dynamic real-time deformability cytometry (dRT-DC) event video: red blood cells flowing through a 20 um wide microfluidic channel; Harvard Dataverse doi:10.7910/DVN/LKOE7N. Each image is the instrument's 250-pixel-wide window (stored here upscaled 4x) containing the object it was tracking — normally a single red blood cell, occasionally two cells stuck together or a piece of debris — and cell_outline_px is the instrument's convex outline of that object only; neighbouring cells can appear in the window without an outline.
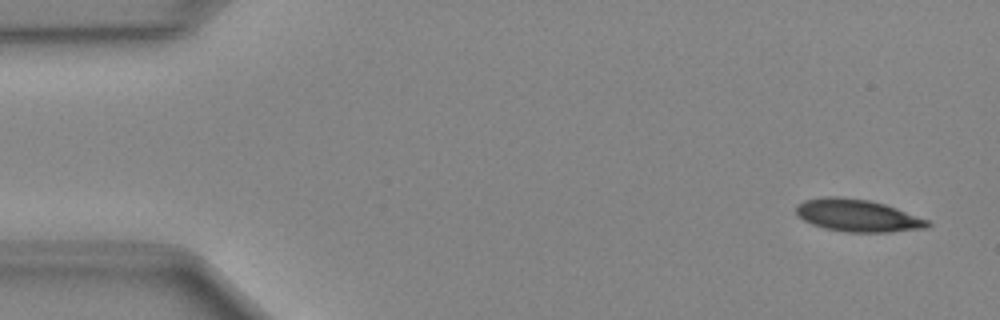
{"species": "Egyptian fruit bat (a non-hibernating species)", "species_latin": "Rousettus aegyptiacus", "temperature_condition": "cold", "stored_images_in_passage": 48, "camera_frame_rate_fps": 3000, "um_per_image_px": 0.085, "animal": {"sex": "female"}, "frame": {"image": 1, "passage_image": 2, "time_ms": 0.333, "image_size_px": [1000, 320], "cell_outline_px": [[932, 224], [924, 228], [888, 232], [848, 232], [824, 228], [812, 224], [804, 220], [796, 212], [796, 208], [804, 200], [820, 196], [840, 196], [868, 200], [884, 204], [896, 208], [928, 220]], "centroid_in_image_um": [72.87, 18.31], "position_along_channel_um": 12.1, "area_um2": 24.57}}
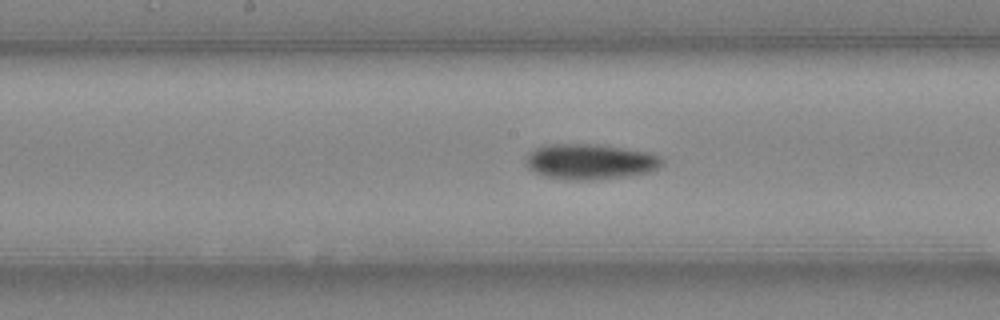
{"frame": {"image": 2, "passage_image": 24, "time_ms": 7.667, "image_size_px": [1000, 320], "cell_outline_px": [[664, 164], [652, 172], [628, 176], [588, 180], [564, 180], [544, 176], [528, 168], [524, 160], [528, 152], [544, 144], [600, 144], [648, 152], [660, 156], [664, 160]], "centroid_in_image_um": [50.16, 13.74], "position_along_channel_um": 198.0, "area_um2": 28.61}}
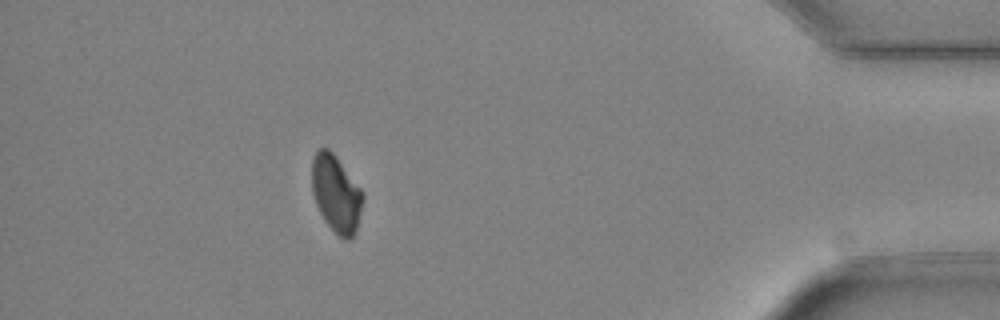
{"frame": {"image": 3, "passage_image": 43, "time_ms": 14.0, "image_size_px": [1000, 320], "cell_outline_px": [[364, 200], [356, 232], [348, 240], [344, 240], [324, 220], [316, 204], [312, 192], [312, 160], [316, 148], [328, 148], [336, 156], [360, 188], [364, 196]], "centroid_in_image_um": [28.57, 16.45], "position_along_channel_um": 406.6, "area_um2": 22.83}}